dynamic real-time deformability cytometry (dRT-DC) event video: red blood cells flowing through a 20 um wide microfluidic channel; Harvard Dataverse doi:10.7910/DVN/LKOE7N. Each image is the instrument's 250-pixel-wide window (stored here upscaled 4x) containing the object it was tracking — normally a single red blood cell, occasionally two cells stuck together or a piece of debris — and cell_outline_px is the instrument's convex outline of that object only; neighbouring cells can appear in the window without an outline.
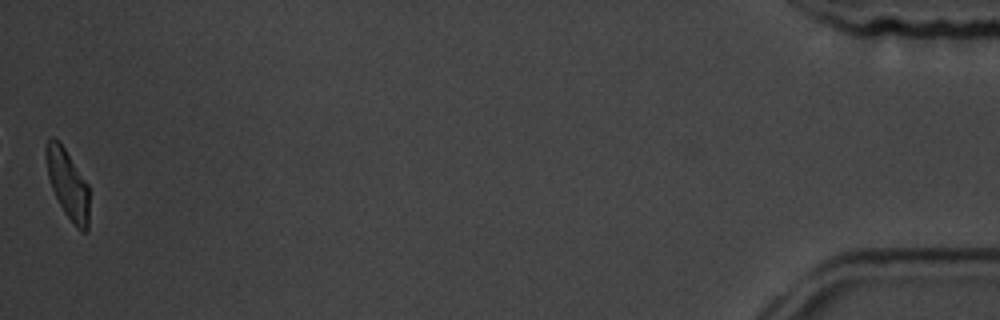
{"species": "common noctule bat (a hibernating species)", "species_latin": "Nyctalus noctula", "temperature_condition": "room temperature", "stored_images_in_passage": 41, "camera_frame_rate_fps": 3000, "um_per_image_px": 0.085, "animal": {"sex": "male", "body_mass_g": 19.5, "forearm_length_mm": 54.6}, "frame": {"image": 1, "passage_image": 41, "time_ms": 13.333, "image_size_px": [1000, 320], "cell_outline_px": [[88, 232], [80, 232], [76, 228], [64, 212], [52, 188], [48, 176], [44, 152], [44, 148], [48, 140], [52, 136], [60, 140], [88, 184]], "centroid_in_image_um": [5.74, 15.61], "position_along_channel_um": 429.5, "area_um2": 17.57}, "authors_computed_cell_mechanics": {"area_um2": 18.9584, "velocity_mm_per_s": 3.5155, "shape_relaxation_time_tau1_ms": 4.426, "shape_relaxation_time_tau2_ms": 2.017, "deformation_change_tau1": 0.1555, "deformation_change_tau2": 0.0822}}